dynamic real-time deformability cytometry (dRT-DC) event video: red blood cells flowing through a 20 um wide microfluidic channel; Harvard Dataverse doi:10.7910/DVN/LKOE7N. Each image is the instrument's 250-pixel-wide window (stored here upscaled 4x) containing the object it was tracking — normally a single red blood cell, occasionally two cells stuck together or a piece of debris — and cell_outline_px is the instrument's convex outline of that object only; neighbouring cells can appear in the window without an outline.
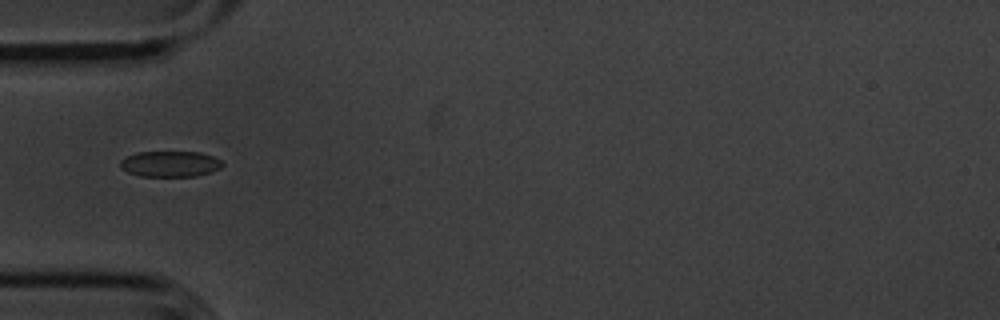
{"species": "common noctule bat (a hibernating species)", "species_latin": "Nyctalus noctula", "temperature_condition": "cold", "stored_images_in_passage": 39, "camera_frame_rate_fps": 3000, "um_per_image_px": 0.085, "animal": {"sex": "male", "body_mass_g": 20.1, "forearm_length_mm": 53.5}, "frame": {"image": 1, "passage_image": 1, "time_ms": 0.0, "image_size_px": [1000, 320], "cell_outline_px": [[224, 164], [220, 168], [212, 172], [196, 176], [140, 176], [128, 172], [120, 168], [120, 160], [136, 152], [200, 152], [212, 156], [220, 160]], "centroid_in_image_um": [14.46, 13.93], "position_along_channel_um": 70.5, "area_um2": 15.37}}
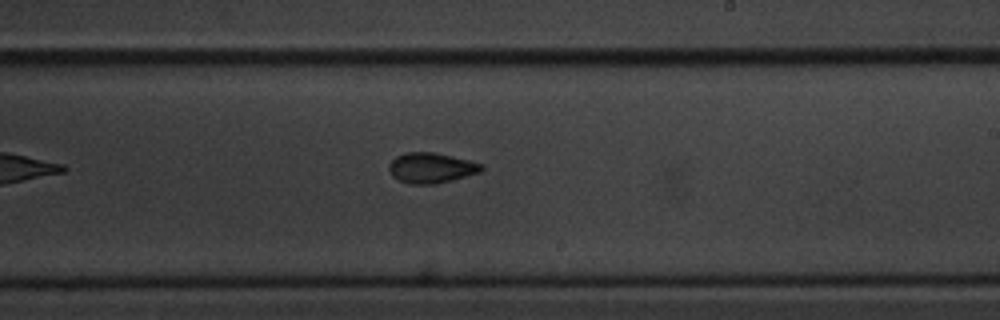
{"frame": {"image": 2, "passage_image": 16, "time_ms": 5.0, "image_size_px": [1000, 320], "cell_outline_px": [[484, 168], [480, 172], [452, 180], [436, 184], [412, 184], [400, 180], [392, 176], [388, 168], [388, 164], [396, 156], [404, 152], [436, 152], [468, 160], [480, 164]], "centroid_in_image_um": [36.62, 14.26], "position_along_channel_um": 252.4, "area_um2": 16.3}}
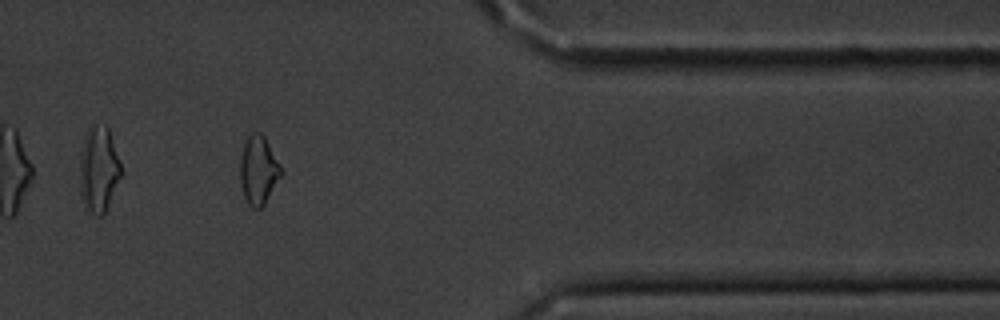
{"frame": {"image": 3, "passage_image": 29, "time_ms": 9.333, "image_size_px": [1000, 320], "cell_outline_px": [[284, 172], [264, 204], [260, 208], [252, 208], [248, 204], [244, 196], [240, 184], [240, 160], [244, 144], [248, 136], [252, 132], [260, 132], [264, 136], [280, 164]], "centroid_in_image_um": [21.97, 14.47], "position_along_channel_um": 389.4, "area_um2": 16.36}, "authors_computed_cell_mechanics": {"area_um2": 16.1262, "velocity_mm_per_s": 3.6253, "shape_relaxation_time_tau1_ms": 2.571, "shape_relaxation_time_tau2_ms": 5.5275, "deformation_change_tau1": 0.087, "deformation_change_tau2": 0.0771}}